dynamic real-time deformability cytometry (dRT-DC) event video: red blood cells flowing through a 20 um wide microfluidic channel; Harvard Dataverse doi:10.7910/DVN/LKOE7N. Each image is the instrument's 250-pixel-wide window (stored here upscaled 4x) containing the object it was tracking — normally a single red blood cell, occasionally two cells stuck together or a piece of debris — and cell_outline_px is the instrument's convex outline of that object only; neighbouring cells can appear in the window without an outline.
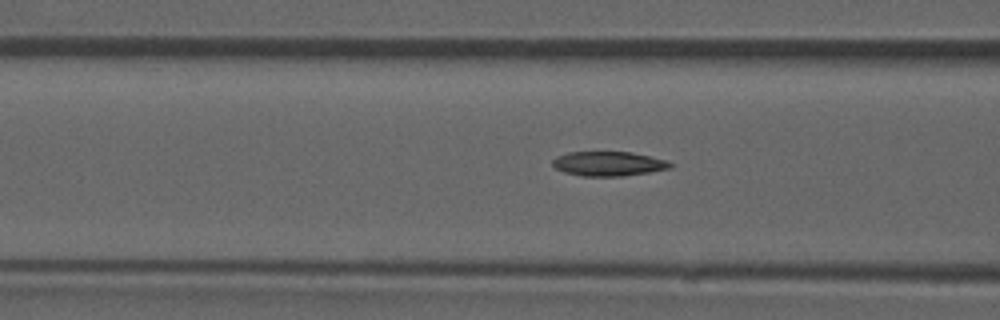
{"species": "common noctule bat (a hibernating species)", "species_latin": "Nyctalus noctula", "temperature_condition": "room temperature", "stored_images_in_passage": 32, "camera_frame_rate_fps": 3000, "um_per_image_px": 0.085, "animal": {"sex": "male", "forearm_length_mm": 52.5}, "frame": {"image": 1, "passage_image": 5, "time_ms": 1.333, "image_size_px": [1000, 320], "cell_outline_px": [[676, 164], [672, 168], [648, 172], [620, 176], [580, 176], [564, 172], [556, 168], [552, 164], [552, 160], [556, 156], [568, 152], [632, 152], [664, 160]], "centroid_in_image_um": [51.71, 13.91], "position_along_channel_um": 114.9, "area_um2": 16.76}, "authors_computed_cell_mechanics": {"area_um2": 16.9354, "velocity_mm_per_s": 3.9152, "shape_relaxation_time_tau1_ms": null, "shape_relaxation_time_tau2_ms": 3.7374, "deformation_change_tau1": null, "deformation_change_tau2": 0.1051}}